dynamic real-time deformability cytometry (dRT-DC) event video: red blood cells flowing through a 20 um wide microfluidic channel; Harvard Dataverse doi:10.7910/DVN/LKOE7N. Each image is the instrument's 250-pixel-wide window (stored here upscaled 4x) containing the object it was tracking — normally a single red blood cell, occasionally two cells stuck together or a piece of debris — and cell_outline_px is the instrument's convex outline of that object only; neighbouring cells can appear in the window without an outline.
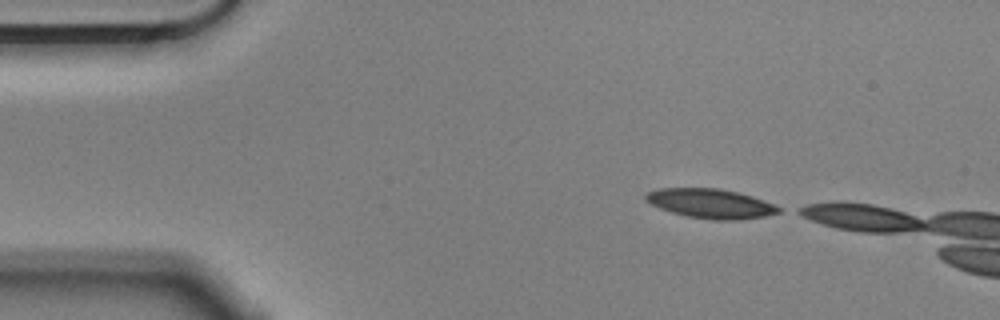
{"species": "Egyptian fruit bat (a non-hibernating species)", "species_latin": "Rousettus aegyptiacus", "temperature_condition": "cold", "stored_images_in_passage": 7, "camera_frame_rate_fps": 3000, "um_per_image_px": 0.085, "animal": {"sex": "male"}, "frame": {"image": 1, "passage_image": 1, "time_ms": 0.0, "image_size_px": [1000, 320], "cell_outline_px": [[780, 212], [764, 216], [736, 220], [712, 220], [688, 216], [672, 212], [660, 208], [644, 200], [644, 196], [648, 192], [656, 188], [720, 188], [752, 196], [764, 200], [780, 208]], "centroid_in_image_um": [60.37, 17.29], "position_along_channel_um": 24.6, "area_um2": 22.66}}